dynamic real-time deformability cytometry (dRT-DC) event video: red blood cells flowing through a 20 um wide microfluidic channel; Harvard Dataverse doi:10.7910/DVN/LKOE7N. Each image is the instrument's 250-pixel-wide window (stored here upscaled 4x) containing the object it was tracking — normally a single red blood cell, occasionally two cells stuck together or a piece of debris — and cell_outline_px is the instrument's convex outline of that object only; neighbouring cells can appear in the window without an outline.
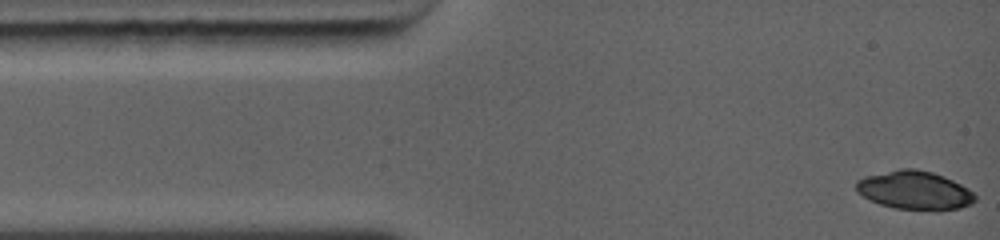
{"species": "common noctule bat (a hibernating species)", "species_latin": "Nyctalus noctula", "temperature_condition": "warm", "stored_images_in_passage": 6, "camera_frame_rate_fps": 5000, "um_per_image_px": 0.085, "animal": {"sex": "female", "body_mass_g": 19.0, "forearm_length_mm": 56.7}, "frame": {"image": 1, "passage_image": 1, "time_ms": 0.0, "image_size_px": [1000, 240], "cell_outline_px": [[976, 200], [972, 204], [960, 208], [940, 212], [936, 212], [896, 208], [880, 204], [868, 200], [856, 192], [856, 180], [864, 176], [900, 168], [916, 168], [932, 172], [944, 176], [968, 188], [976, 196]], "centroid_in_image_um": [77.74, 16.19], "position_along_channel_um": 7.3, "area_um2": 27.34}}